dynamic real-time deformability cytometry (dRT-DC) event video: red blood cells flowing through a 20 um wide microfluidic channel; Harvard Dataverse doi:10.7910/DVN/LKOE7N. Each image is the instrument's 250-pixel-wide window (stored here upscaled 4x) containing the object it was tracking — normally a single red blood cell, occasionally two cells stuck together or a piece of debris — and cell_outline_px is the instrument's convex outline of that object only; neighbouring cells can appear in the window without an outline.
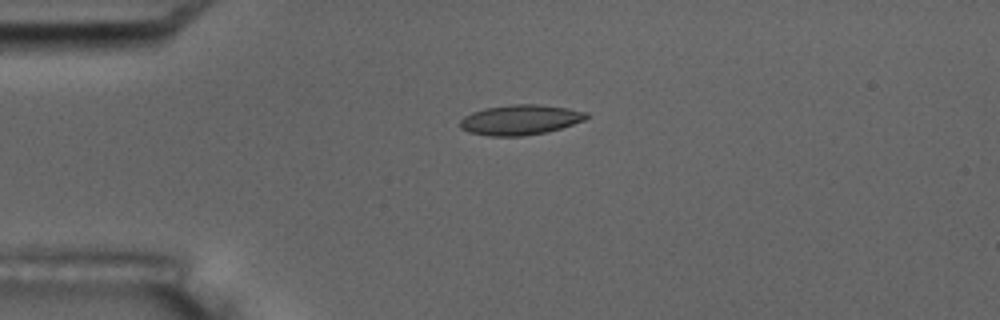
{"species": "common noctule bat (a hibernating species)", "species_latin": "Nyctalus noctula", "temperature_condition": "room temperature", "stored_images_in_passage": 5, "camera_frame_rate_fps": 3000, "um_per_image_px": 0.085, "animal": {"sex": "male", "body_mass_g": 17.5, "forearm_length_mm": 52.3}, "frame": {"image": 1, "passage_image": 4, "time_ms": 3.333, "image_size_px": [1000, 320], "cell_outline_px": [[588, 116], [584, 120], [548, 132], [524, 136], [488, 136], [468, 132], [460, 128], [460, 120], [464, 116], [472, 112], [484, 108], [512, 104], [536, 104], [568, 108], [588, 112]], "centroid_in_image_um": [44.2, 10.18], "position_along_channel_um": 40.8, "area_um2": 22.25}}